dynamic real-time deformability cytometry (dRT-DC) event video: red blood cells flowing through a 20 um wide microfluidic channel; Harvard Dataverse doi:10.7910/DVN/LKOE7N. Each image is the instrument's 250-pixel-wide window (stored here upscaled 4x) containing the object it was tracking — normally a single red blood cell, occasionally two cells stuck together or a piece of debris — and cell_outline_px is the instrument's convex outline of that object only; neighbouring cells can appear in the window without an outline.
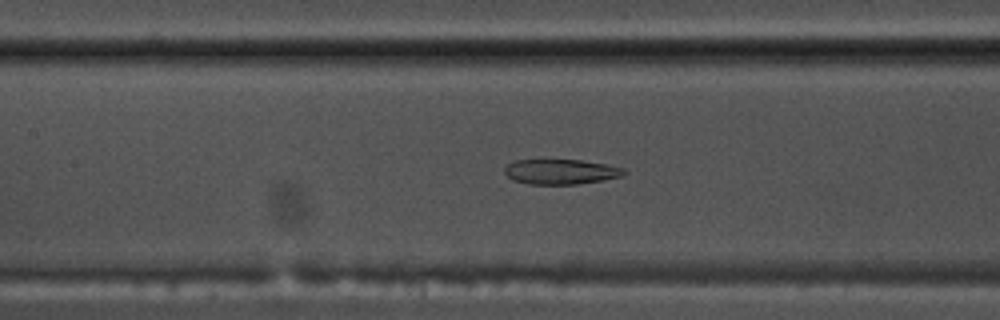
{"species": "common noctule bat (a hibernating species)", "species_latin": "Nyctalus noctula", "temperature_condition": "warm", "stored_images_in_passage": 55, "camera_frame_rate_fps": 3000, "um_per_image_px": 0.085, "animal": {"sex": "male", "body_mass_g": 17.5, "forearm_length_mm": 52.3}, "frame": {"image": 1, "passage_image": 25, "time_ms": 8.0, "image_size_px": [1000, 320], "cell_outline_px": [[628, 172], [624, 176], [604, 180], [576, 184], [528, 184], [512, 180], [504, 172], [504, 168], [512, 160], [580, 160], [608, 164], [624, 168]], "centroid_in_image_um": [47.7, 14.59], "position_along_channel_um": 159.7, "area_um2": 17.63}}
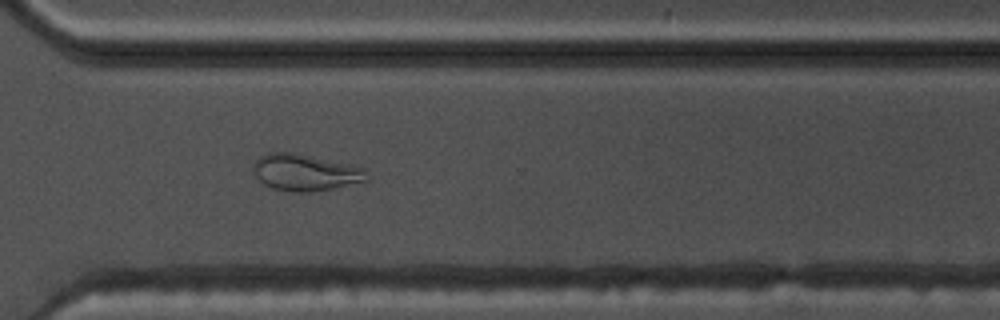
{"frame": {"image": 2, "passage_image": 40, "time_ms": 13.0, "image_size_px": [1000, 320], "cell_outline_px": [[368, 180], [332, 188], [312, 192], [292, 192], [272, 188], [264, 184], [256, 176], [252, 168], [252, 164], [260, 156], [268, 152], [296, 152], [348, 164], [364, 168]], "centroid_in_image_um": [25.9, 14.65], "position_along_channel_um": 344.7, "area_um2": 24.16}}
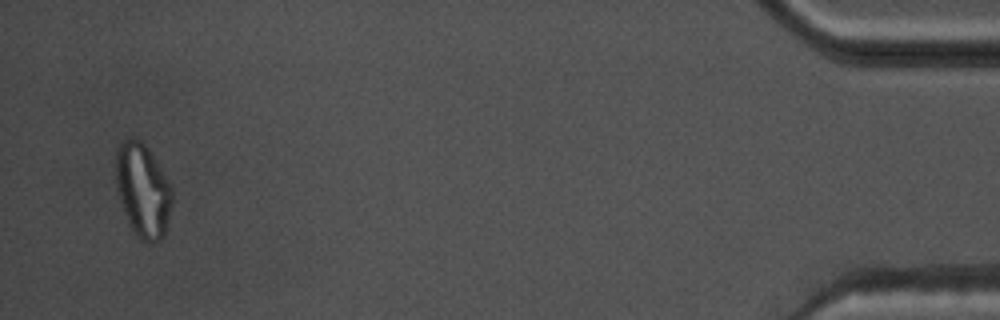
{"frame": {"image": 3, "passage_image": 53, "time_ms": 17.333, "image_size_px": [1000, 320], "cell_outline_px": [[172, 204], [164, 236], [160, 240], [152, 244], [148, 244], [140, 240], [132, 228], [128, 220], [116, 192], [116, 148], [120, 140], [132, 136], [140, 140], [148, 148], [168, 180], [172, 188]], "centroid_in_image_um": [12.13, 16.16], "position_along_channel_um": 423.1, "area_um2": 31.04}, "authors_computed_cell_mechanics": {"area_um2": 24.276, "velocity_mm_per_s": 3.7051, "shape_relaxation_time_tau1_ms": null, "shape_relaxation_time_tau2_ms": 2.5528, "deformation_change_tau1": null, "deformation_change_tau2": 0.099}}